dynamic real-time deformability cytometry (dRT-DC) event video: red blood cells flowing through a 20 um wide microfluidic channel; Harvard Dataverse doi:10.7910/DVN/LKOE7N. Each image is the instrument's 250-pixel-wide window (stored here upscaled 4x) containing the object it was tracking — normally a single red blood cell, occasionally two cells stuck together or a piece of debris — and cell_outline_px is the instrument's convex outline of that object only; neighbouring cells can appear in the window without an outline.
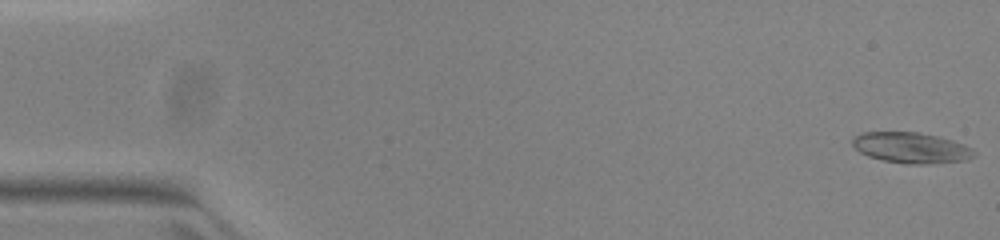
{"species": "common noctule bat (a hibernating species)", "species_latin": "Nyctalus noctula", "temperature_condition": "warm", "stored_images_in_passage": 52, "camera_frame_rate_fps": 3000, "um_per_image_px": 0.085, "animal": {"sex": "female", "body_mass_g": 23.0, "forearm_length_mm": 53.4}, "frame": {"image": 1, "passage_image": 1, "time_ms": 0.0, "image_size_px": [1000, 240], "cell_outline_px": [[976, 156], [968, 160], [928, 164], [908, 164], [884, 160], [868, 156], [860, 152], [852, 144], [852, 136], [860, 132], [920, 132], [940, 136], [964, 144], [972, 148], [976, 152]], "centroid_in_image_um": [77.48, 12.55], "position_along_channel_um": 7.5, "area_um2": 22.08}}
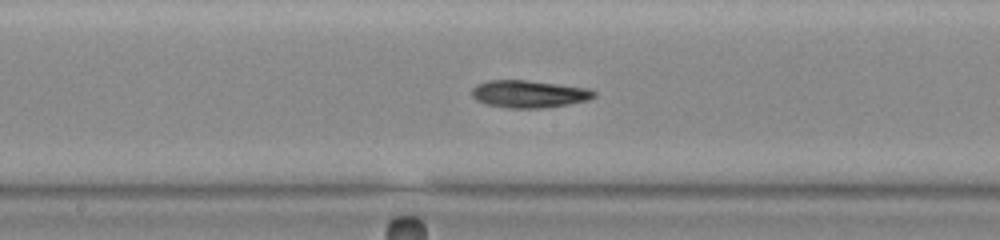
{"frame": {"image": 2, "passage_image": 27, "time_ms": 8.667, "image_size_px": [1000, 240], "cell_outline_px": [[596, 96], [588, 100], [568, 104], [540, 108], [508, 108], [488, 104], [476, 100], [472, 96], [472, 88], [476, 84], [488, 80], [524, 80], [588, 88], [596, 92]], "centroid_in_image_um": [44.95, 7.98], "position_along_channel_um": 203.3, "area_um2": 19.36}}
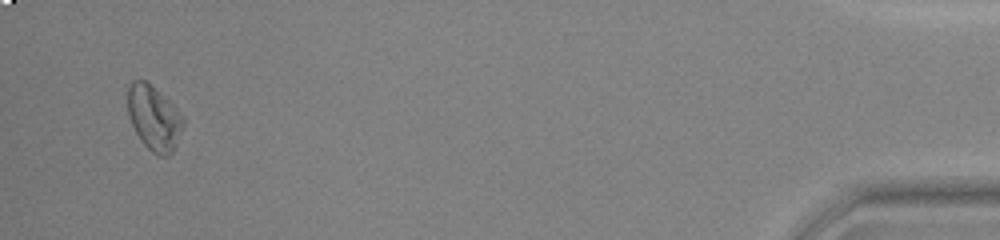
{"frame": {"image": 3, "passage_image": 50, "time_ms": 16.333, "image_size_px": [1000, 240], "cell_outline_px": [[184, 124], [176, 144], [172, 152], [168, 156], [160, 156], [152, 152], [140, 140], [132, 124], [128, 112], [128, 88], [132, 80], [148, 80], [184, 116]], "centroid_in_image_um": [13.09, 10.01], "position_along_channel_um": 422.1, "area_um2": 20.92}, "authors_computed_cell_mechanics": {"area_um2": 19.9699, "velocity_mm_per_s": 3.947, "shape_relaxation_time_tau1_ms": 8.4335, "shape_relaxation_time_tau2_ms": null, "deformation_change_tau1": 0.2013, "deformation_change_tau2": null}}